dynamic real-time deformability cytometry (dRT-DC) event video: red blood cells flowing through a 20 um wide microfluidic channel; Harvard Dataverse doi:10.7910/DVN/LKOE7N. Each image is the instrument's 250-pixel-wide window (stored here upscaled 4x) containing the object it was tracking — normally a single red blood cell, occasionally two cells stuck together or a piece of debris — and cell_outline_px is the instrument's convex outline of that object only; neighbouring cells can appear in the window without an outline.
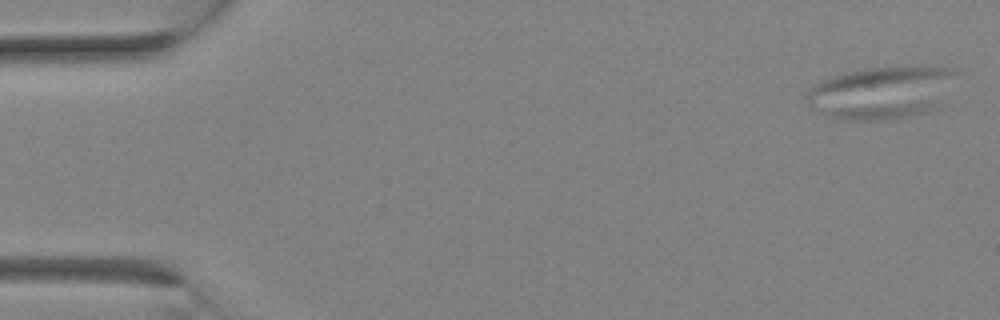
{"species": "Egyptian fruit bat (a non-hibernating species)", "species_latin": "Rousettus aegyptiacus", "temperature_condition": "room temperature", "stored_images_in_passage": 5, "camera_frame_rate_fps": 3000, "um_per_image_px": 0.085, "animal": {"sex": "female"}, "frame": {"image": 1, "passage_image": 1, "time_ms": 0.0, "image_size_px": [1000, 320], "cell_outline_px": [[956, 72], [944, 104], [940, 108], [908, 116], [884, 120], [844, 120], [828, 116], [816, 112], [808, 104], [804, 96], [820, 80], [852, 72], [872, 68], [956, 68]], "centroid_in_image_um": [74.93, 7.92], "position_along_channel_um": 10.1, "area_um2": 45.26}}